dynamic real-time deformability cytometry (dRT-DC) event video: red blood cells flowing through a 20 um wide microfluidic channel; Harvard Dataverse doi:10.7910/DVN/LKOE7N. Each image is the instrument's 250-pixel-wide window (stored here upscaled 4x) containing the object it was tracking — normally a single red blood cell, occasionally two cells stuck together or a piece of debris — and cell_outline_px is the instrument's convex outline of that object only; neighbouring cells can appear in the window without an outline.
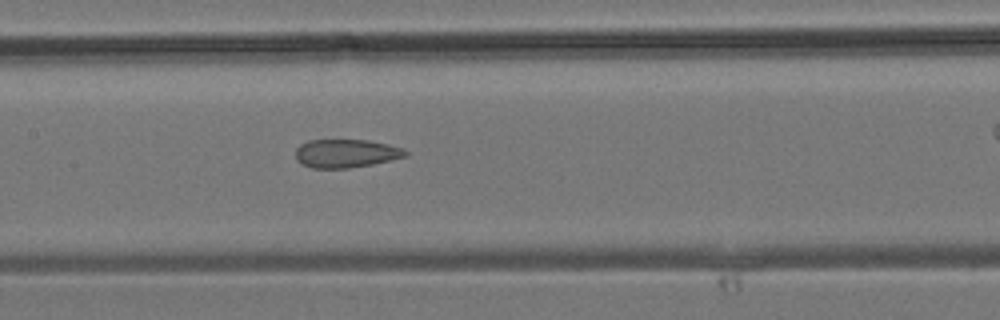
{"species": "common noctule bat (a hibernating species)", "species_latin": "Nyctalus noctula", "temperature_condition": "room temperature", "stored_images_in_passage": 27, "camera_frame_rate_fps": 3000, "um_per_image_px": 0.085, "animal": {"sex": "male", "body_mass_g": 19.2, "forearm_length_mm": 51.8}, "frame": {"image": 1, "passage_image": 15, "time_ms": 4.667, "image_size_px": [1000, 320], "cell_outline_px": [[408, 156], [372, 164], [348, 168], [312, 168], [296, 160], [296, 148], [300, 144], [308, 140], [368, 140], [388, 144], [400, 148], [408, 152]], "centroid_in_image_um": [29.39, 13.03], "position_along_channel_um": 178.0, "area_um2": 18.09}}
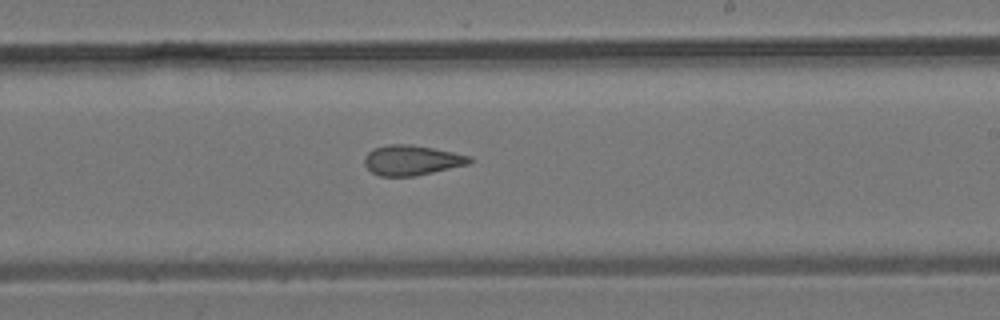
{"frame": {"image": 2, "passage_image": 19, "time_ms": 6.0, "image_size_px": [1000, 320], "cell_outline_px": [[472, 160], [468, 164], [416, 176], [380, 176], [372, 172], [364, 164], [364, 156], [372, 148], [388, 144], [412, 144], [472, 156]], "centroid_in_image_um": [34.97, 13.61], "position_along_channel_um": 254.0, "area_um2": 18.44}}
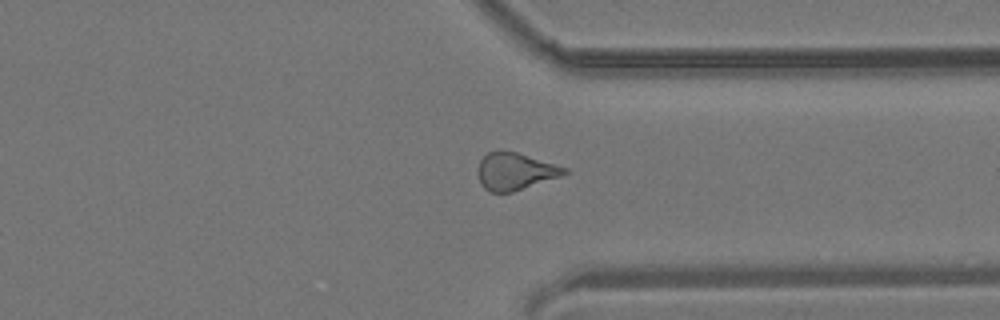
{"frame": {"image": 3, "passage_image": 25, "time_ms": 8.0, "image_size_px": [1000, 320], "cell_outline_px": [[568, 172], [560, 176], [512, 192], [488, 192], [480, 184], [476, 172], [480, 160], [488, 152], [500, 148], [516, 152], [568, 168]], "centroid_in_image_um": [43.72, 14.55], "position_along_channel_um": 367.7, "area_um2": 18.9}}